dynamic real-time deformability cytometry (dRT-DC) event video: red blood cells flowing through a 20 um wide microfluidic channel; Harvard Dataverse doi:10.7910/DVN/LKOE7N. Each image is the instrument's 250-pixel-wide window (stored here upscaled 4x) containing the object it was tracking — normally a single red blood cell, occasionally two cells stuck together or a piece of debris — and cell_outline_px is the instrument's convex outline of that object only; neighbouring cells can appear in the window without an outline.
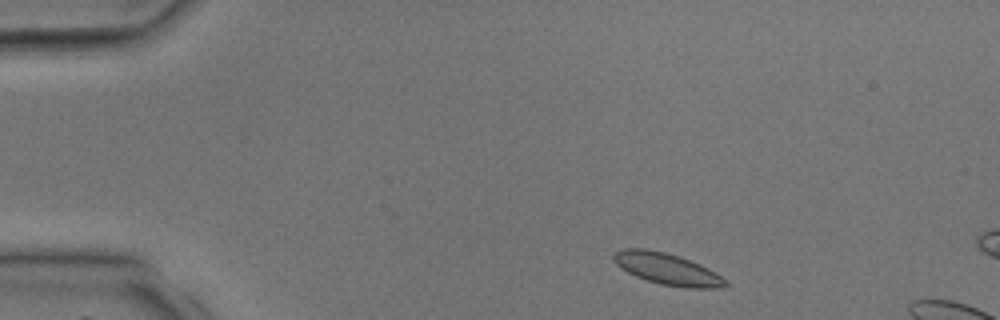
{"species": "common noctule bat (a hibernating species)", "species_latin": "Nyctalus noctula", "temperature_condition": "room temperature", "stored_images_in_passage": 6, "camera_frame_rate_fps": 3000, "um_per_image_px": 0.085, "animal": {"sex": "male", "body_mass_g": 17.9, "forearm_length_mm": 54.2}, "frame": {"image": 1, "passage_image": 2, "time_ms": 0.333, "image_size_px": [1000, 320], "cell_outline_px": [[728, 284], [720, 288], [688, 288], [660, 284], [636, 276], [620, 268], [612, 260], [612, 256], [616, 252], [624, 248], [648, 248], [680, 256], [700, 264], [708, 268], [728, 280]], "centroid_in_image_um": [56.71, 22.85], "position_along_channel_um": 28.3, "area_um2": 20.63}}